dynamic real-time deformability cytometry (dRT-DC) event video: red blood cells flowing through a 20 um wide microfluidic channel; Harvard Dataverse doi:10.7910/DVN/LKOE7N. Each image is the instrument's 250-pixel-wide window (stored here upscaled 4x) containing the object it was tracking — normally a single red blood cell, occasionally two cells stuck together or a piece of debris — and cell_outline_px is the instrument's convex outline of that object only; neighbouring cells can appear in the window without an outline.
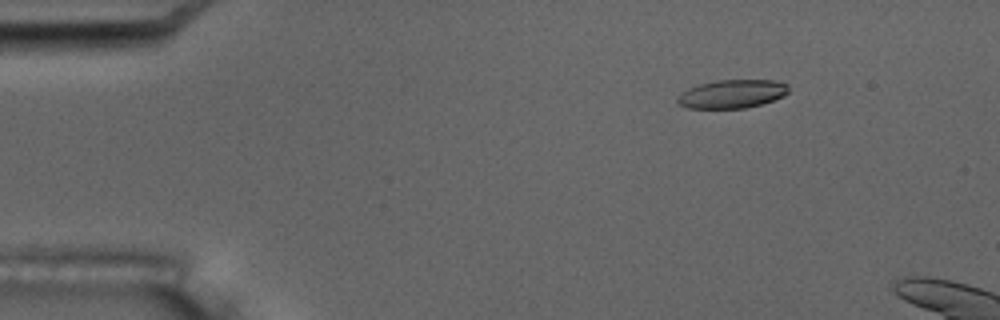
{"species": "common noctule bat (a hibernating species)", "species_latin": "Nyctalus noctula", "temperature_condition": "room temperature", "stored_images_in_passage": 8, "camera_frame_rate_fps": 3000, "um_per_image_px": 0.085, "animal": {"sex": "male", "body_mass_g": 17.5, "forearm_length_mm": 52.3}, "frame": {"image": 1, "passage_image": 3, "time_ms": 0.667, "image_size_px": [1000, 320], "cell_outline_px": [[788, 92], [784, 96], [760, 104], [744, 108], [688, 108], [676, 104], [676, 96], [688, 88], [700, 84], [716, 80], [772, 80], [788, 84]], "centroid_in_image_um": [62.18, 7.98], "position_along_channel_um": 22.8, "area_um2": 18.44}}